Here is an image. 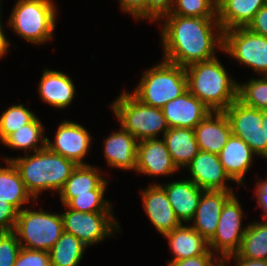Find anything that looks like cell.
Wrapping results in <instances>:
<instances>
[{
    "label": "cell",
    "mask_w": 267,
    "mask_h": 266,
    "mask_svg": "<svg viewBox=\"0 0 267 266\" xmlns=\"http://www.w3.org/2000/svg\"><path fill=\"white\" fill-rule=\"evenodd\" d=\"M161 19L163 60L187 67L217 57V49L223 51V30L217 18L167 14Z\"/></svg>",
    "instance_id": "6da1fadb"
},
{
    "label": "cell",
    "mask_w": 267,
    "mask_h": 266,
    "mask_svg": "<svg viewBox=\"0 0 267 266\" xmlns=\"http://www.w3.org/2000/svg\"><path fill=\"white\" fill-rule=\"evenodd\" d=\"M17 167L27 191L37 201L42 192H58L77 167L73 161L50 151L47 147L33 154L20 157H5Z\"/></svg>",
    "instance_id": "7a4b0ae2"
},
{
    "label": "cell",
    "mask_w": 267,
    "mask_h": 266,
    "mask_svg": "<svg viewBox=\"0 0 267 266\" xmlns=\"http://www.w3.org/2000/svg\"><path fill=\"white\" fill-rule=\"evenodd\" d=\"M187 88L213 112H224L237 99L238 82L215 57L185 67Z\"/></svg>",
    "instance_id": "3957f363"
},
{
    "label": "cell",
    "mask_w": 267,
    "mask_h": 266,
    "mask_svg": "<svg viewBox=\"0 0 267 266\" xmlns=\"http://www.w3.org/2000/svg\"><path fill=\"white\" fill-rule=\"evenodd\" d=\"M187 90L185 67L162 60L145 70L131 93L144 104L162 108Z\"/></svg>",
    "instance_id": "277c9868"
},
{
    "label": "cell",
    "mask_w": 267,
    "mask_h": 266,
    "mask_svg": "<svg viewBox=\"0 0 267 266\" xmlns=\"http://www.w3.org/2000/svg\"><path fill=\"white\" fill-rule=\"evenodd\" d=\"M15 3L7 27L34 45L50 41L57 20L53 0H17Z\"/></svg>",
    "instance_id": "5b68a950"
},
{
    "label": "cell",
    "mask_w": 267,
    "mask_h": 266,
    "mask_svg": "<svg viewBox=\"0 0 267 266\" xmlns=\"http://www.w3.org/2000/svg\"><path fill=\"white\" fill-rule=\"evenodd\" d=\"M111 108L120 127L138 141L158 138L169 129L161 108L152 107L138 100L133 94L123 91L113 101Z\"/></svg>",
    "instance_id": "8992f818"
},
{
    "label": "cell",
    "mask_w": 267,
    "mask_h": 266,
    "mask_svg": "<svg viewBox=\"0 0 267 266\" xmlns=\"http://www.w3.org/2000/svg\"><path fill=\"white\" fill-rule=\"evenodd\" d=\"M13 232L22 248L49 252L64 232L63 220L59 213L26 207L19 211Z\"/></svg>",
    "instance_id": "52a82bcc"
},
{
    "label": "cell",
    "mask_w": 267,
    "mask_h": 266,
    "mask_svg": "<svg viewBox=\"0 0 267 266\" xmlns=\"http://www.w3.org/2000/svg\"><path fill=\"white\" fill-rule=\"evenodd\" d=\"M239 64L251 67L259 76L267 75V37L246 27L223 31V51Z\"/></svg>",
    "instance_id": "ba28073f"
},
{
    "label": "cell",
    "mask_w": 267,
    "mask_h": 266,
    "mask_svg": "<svg viewBox=\"0 0 267 266\" xmlns=\"http://www.w3.org/2000/svg\"><path fill=\"white\" fill-rule=\"evenodd\" d=\"M61 213L64 232L74 235L87 247L113 237L120 225L113 212H81L69 209Z\"/></svg>",
    "instance_id": "9c48e42d"
},
{
    "label": "cell",
    "mask_w": 267,
    "mask_h": 266,
    "mask_svg": "<svg viewBox=\"0 0 267 266\" xmlns=\"http://www.w3.org/2000/svg\"><path fill=\"white\" fill-rule=\"evenodd\" d=\"M243 209L235 193L225 202L214 236L208 241L209 249L223 260L236 253L247 226H242ZM244 227V228H243Z\"/></svg>",
    "instance_id": "30bf717a"
},
{
    "label": "cell",
    "mask_w": 267,
    "mask_h": 266,
    "mask_svg": "<svg viewBox=\"0 0 267 266\" xmlns=\"http://www.w3.org/2000/svg\"><path fill=\"white\" fill-rule=\"evenodd\" d=\"M231 125L232 135L241 138L256 154L267 159L262 123V110L249 107L238 99L224 111Z\"/></svg>",
    "instance_id": "8fae6325"
},
{
    "label": "cell",
    "mask_w": 267,
    "mask_h": 266,
    "mask_svg": "<svg viewBox=\"0 0 267 266\" xmlns=\"http://www.w3.org/2000/svg\"><path fill=\"white\" fill-rule=\"evenodd\" d=\"M54 142L47 138L46 147L62 155L77 165H87L83 162L91 147L92 136L82 125L73 121L60 122L55 133Z\"/></svg>",
    "instance_id": "7c38bea8"
},
{
    "label": "cell",
    "mask_w": 267,
    "mask_h": 266,
    "mask_svg": "<svg viewBox=\"0 0 267 266\" xmlns=\"http://www.w3.org/2000/svg\"><path fill=\"white\" fill-rule=\"evenodd\" d=\"M135 171L140 175L172 176L179 170L172 161L163 139H144L138 141Z\"/></svg>",
    "instance_id": "4fadbf2b"
},
{
    "label": "cell",
    "mask_w": 267,
    "mask_h": 266,
    "mask_svg": "<svg viewBox=\"0 0 267 266\" xmlns=\"http://www.w3.org/2000/svg\"><path fill=\"white\" fill-rule=\"evenodd\" d=\"M188 168L191 178L202 190L233 191L226 182H233L225 172L217 154L199 150Z\"/></svg>",
    "instance_id": "5bb4252c"
},
{
    "label": "cell",
    "mask_w": 267,
    "mask_h": 266,
    "mask_svg": "<svg viewBox=\"0 0 267 266\" xmlns=\"http://www.w3.org/2000/svg\"><path fill=\"white\" fill-rule=\"evenodd\" d=\"M140 193L145 213L160 234L164 236L182 224L175 216L168 196L160 183L151 184Z\"/></svg>",
    "instance_id": "9a60e30c"
},
{
    "label": "cell",
    "mask_w": 267,
    "mask_h": 266,
    "mask_svg": "<svg viewBox=\"0 0 267 266\" xmlns=\"http://www.w3.org/2000/svg\"><path fill=\"white\" fill-rule=\"evenodd\" d=\"M169 128H191L201 122L211 110L188 90L167 102L162 108Z\"/></svg>",
    "instance_id": "2e32d148"
},
{
    "label": "cell",
    "mask_w": 267,
    "mask_h": 266,
    "mask_svg": "<svg viewBox=\"0 0 267 266\" xmlns=\"http://www.w3.org/2000/svg\"><path fill=\"white\" fill-rule=\"evenodd\" d=\"M234 191L204 190L195 211L192 226L207 241L215 234L218 220L225 202Z\"/></svg>",
    "instance_id": "e0dca14e"
},
{
    "label": "cell",
    "mask_w": 267,
    "mask_h": 266,
    "mask_svg": "<svg viewBox=\"0 0 267 266\" xmlns=\"http://www.w3.org/2000/svg\"><path fill=\"white\" fill-rule=\"evenodd\" d=\"M194 130L199 150L217 155L232 135L229 119L224 112L211 111Z\"/></svg>",
    "instance_id": "ac0fdd59"
},
{
    "label": "cell",
    "mask_w": 267,
    "mask_h": 266,
    "mask_svg": "<svg viewBox=\"0 0 267 266\" xmlns=\"http://www.w3.org/2000/svg\"><path fill=\"white\" fill-rule=\"evenodd\" d=\"M161 186L164 188L178 220L182 224L191 222L204 190L190 179L176 180Z\"/></svg>",
    "instance_id": "d6986e66"
},
{
    "label": "cell",
    "mask_w": 267,
    "mask_h": 266,
    "mask_svg": "<svg viewBox=\"0 0 267 266\" xmlns=\"http://www.w3.org/2000/svg\"><path fill=\"white\" fill-rule=\"evenodd\" d=\"M42 73L38 85L41 100L58 110L69 107L76 92L72 78L66 73L46 68Z\"/></svg>",
    "instance_id": "ffe728a7"
},
{
    "label": "cell",
    "mask_w": 267,
    "mask_h": 266,
    "mask_svg": "<svg viewBox=\"0 0 267 266\" xmlns=\"http://www.w3.org/2000/svg\"><path fill=\"white\" fill-rule=\"evenodd\" d=\"M138 140L123 129L113 132L104 140L106 163L123 170H135Z\"/></svg>",
    "instance_id": "44dd1931"
},
{
    "label": "cell",
    "mask_w": 267,
    "mask_h": 266,
    "mask_svg": "<svg viewBox=\"0 0 267 266\" xmlns=\"http://www.w3.org/2000/svg\"><path fill=\"white\" fill-rule=\"evenodd\" d=\"M255 155L241 138L231 135L218 157L225 172L240 186L244 184V177L253 165Z\"/></svg>",
    "instance_id": "7402d4cb"
},
{
    "label": "cell",
    "mask_w": 267,
    "mask_h": 266,
    "mask_svg": "<svg viewBox=\"0 0 267 266\" xmlns=\"http://www.w3.org/2000/svg\"><path fill=\"white\" fill-rule=\"evenodd\" d=\"M108 179L103 178L98 167L77 165L59 191L60 201L66 205L75 194H91V190H106Z\"/></svg>",
    "instance_id": "603a6c76"
},
{
    "label": "cell",
    "mask_w": 267,
    "mask_h": 266,
    "mask_svg": "<svg viewBox=\"0 0 267 266\" xmlns=\"http://www.w3.org/2000/svg\"><path fill=\"white\" fill-rule=\"evenodd\" d=\"M265 0H217V19L223 31L247 27Z\"/></svg>",
    "instance_id": "cb8c5ba5"
},
{
    "label": "cell",
    "mask_w": 267,
    "mask_h": 266,
    "mask_svg": "<svg viewBox=\"0 0 267 266\" xmlns=\"http://www.w3.org/2000/svg\"><path fill=\"white\" fill-rule=\"evenodd\" d=\"M164 237L174 257L169 262L205 254L209 250L208 241L190 225L181 224Z\"/></svg>",
    "instance_id": "d4e9b609"
},
{
    "label": "cell",
    "mask_w": 267,
    "mask_h": 266,
    "mask_svg": "<svg viewBox=\"0 0 267 266\" xmlns=\"http://www.w3.org/2000/svg\"><path fill=\"white\" fill-rule=\"evenodd\" d=\"M161 137L179 171L187 167L199 152L194 129L169 128Z\"/></svg>",
    "instance_id": "484cf974"
},
{
    "label": "cell",
    "mask_w": 267,
    "mask_h": 266,
    "mask_svg": "<svg viewBox=\"0 0 267 266\" xmlns=\"http://www.w3.org/2000/svg\"><path fill=\"white\" fill-rule=\"evenodd\" d=\"M5 163L6 167L0 166V202H8L18 211L31 201L34 205L36 200L27 191L17 167L12 161Z\"/></svg>",
    "instance_id": "4316f807"
},
{
    "label": "cell",
    "mask_w": 267,
    "mask_h": 266,
    "mask_svg": "<svg viewBox=\"0 0 267 266\" xmlns=\"http://www.w3.org/2000/svg\"><path fill=\"white\" fill-rule=\"evenodd\" d=\"M44 128L43 123L36 117L31 123L11 133L2 144L14 150H23L26 155L31 150L37 152L46 148L47 137L44 135Z\"/></svg>",
    "instance_id": "83f0119b"
},
{
    "label": "cell",
    "mask_w": 267,
    "mask_h": 266,
    "mask_svg": "<svg viewBox=\"0 0 267 266\" xmlns=\"http://www.w3.org/2000/svg\"><path fill=\"white\" fill-rule=\"evenodd\" d=\"M87 248L74 235L63 232L49 250L51 266H78Z\"/></svg>",
    "instance_id": "f1b7e54d"
},
{
    "label": "cell",
    "mask_w": 267,
    "mask_h": 266,
    "mask_svg": "<svg viewBox=\"0 0 267 266\" xmlns=\"http://www.w3.org/2000/svg\"><path fill=\"white\" fill-rule=\"evenodd\" d=\"M240 257L267 259V221H253L247 225L241 246L236 252Z\"/></svg>",
    "instance_id": "f546056e"
},
{
    "label": "cell",
    "mask_w": 267,
    "mask_h": 266,
    "mask_svg": "<svg viewBox=\"0 0 267 266\" xmlns=\"http://www.w3.org/2000/svg\"><path fill=\"white\" fill-rule=\"evenodd\" d=\"M237 99L249 107L267 110V75L238 83Z\"/></svg>",
    "instance_id": "4dcf8cb0"
},
{
    "label": "cell",
    "mask_w": 267,
    "mask_h": 266,
    "mask_svg": "<svg viewBox=\"0 0 267 266\" xmlns=\"http://www.w3.org/2000/svg\"><path fill=\"white\" fill-rule=\"evenodd\" d=\"M36 114L24 104H14L4 110L0 116V142L2 143L11 133L24 125L31 123Z\"/></svg>",
    "instance_id": "1f68e13d"
},
{
    "label": "cell",
    "mask_w": 267,
    "mask_h": 266,
    "mask_svg": "<svg viewBox=\"0 0 267 266\" xmlns=\"http://www.w3.org/2000/svg\"><path fill=\"white\" fill-rule=\"evenodd\" d=\"M169 14L217 18V0H174Z\"/></svg>",
    "instance_id": "d6a6232c"
},
{
    "label": "cell",
    "mask_w": 267,
    "mask_h": 266,
    "mask_svg": "<svg viewBox=\"0 0 267 266\" xmlns=\"http://www.w3.org/2000/svg\"><path fill=\"white\" fill-rule=\"evenodd\" d=\"M106 190H91V194H75L66 206L81 212H113L112 203L104 197Z\"/></svg>",
    "instance_id": "836d02e7"
},
{
    "label": "cell",
    "mask_w": 267,
    "mask_h": 266,
    "mask_svg": "<svg viewBox=\"0 0 267 266\" xmlns=\"http://www.w3.org/2000/svg\"><path fill=\"white\" fill-rule=\"evenodd\" d=\"M21 248L13 231L0 232V266H14Z\"/></svg>",
    "instance_id": "e575fe53"
},
{
    "label": "cell",
    "mask_w": 267,
    "mask_h": 266,
    "mask_svg": "<svg viewBox=\"0 0 267 266\" xmlns=\"http://www.w3.org/2000/svg\"><path fill=\"white\" fill-rule=\"evenodd\" d=\"M14 266H51L49 252L21 248Z\"/></svg>",
    "instance_id": "d590c367"
},
{
    "label": "cell",
    "mask_w": 267,
    "mask_h": 266,
    "mask_svg": "<svg viewBox=\"0 0 267 266\" xmlns=\"http://www.w3.org/2000/svg\"><path fill=\"white\" fill-rule=\"evenodd\" d=\"M174 0H146V21L157 22L171 12Z\"/></svg>",
    "instance_id": "8d00e7d4"
},
{
    "label": "cell",
    "mask_w": 267,
    "mask_h": 266,
    "mask_svg": "<svg viewBox=\"0 0 267 266\" xmlns=\"http://www.w3.org/2000/svg\"><path fill=\"white\" fill-rule=\"evenodd\" d=\"M221 262L222 260L209 249L205 254L190 257L188 259L171 261L168 262L167 265L168 266H218Z\"/></svg>",
    "instance_id": "74e56055"
},
{
    "label": "cell",
    "mask_w": 267,
    "mask_h": 266,
    "mask_svg": "<svg viewBox=\"0 0 267 266\" xmlns=\"http://www.w3.org/2000/svg\"><path fill=\"white\" fill-rule=\"evenodd\" d=\"M19 211L8 202H0V232L14 230Z\"/></svg>",
    "instance_id": "f35d334b"
},
{
    "label": "cell",
    "mask_w": 267,
    "mask_h": 266,
    "mask_svg": "<svg viewBox=\"0 0 267 266\" xmlns=\"http://www.w3.org/2000/svg\"><path fill=\"white\" fill-rule=\"evenodd\" d=\"M120 8L134 20L146 19V0H119Z\"/></svg>",
    "instance_id": "ab89813d"
},
{
    "label": "cell",
    "mask_w": 267,
    "mask_h": 266,
    "mask_svg": "<svg viewBox=\"0 0 267 266\" xmlns=\"http://www.w3.org/2000/svg\"><path fill=\"white\" fill-rule=\"evenodd\" d=\"M251 32L267 37V6L264 5L255 14L253 20L246 27Z\"/></svg>",
    "instance_id": "60d3db41"
},
{
    "label": "cell",
    "mask_w": 267,
    "mask_h": 266,
    "mask_svg": "<svg viewBox=\"0 0 267 266\" xmlns=\"http://www.w3.org/2000/svg\"><path fill=\"white\" fill-rule=\"evenodd\" d=\"M255 197L258 206L263 210L262 218L267 221V179L262 180L259 178L256 182Z\"/></svg>",
    "instance_id": "b9f144b4"
},
{
    "label": "cell",
    "mask_w": 267,
    "mask_h": 266,
    "mask_svg": "<svg viewBox=\"0 0 267 266\" xmlns=\"http://www.w3.org/2000/svg\"><path fill=\"white\" fill-rule=\"evenodd\" d=\"M231 259L234 260L235 266H267V259L260 260V259H250L245 257H240L237 253L231 254L225 257L222 261L225 264H229ZM230 261V262H229Z\"/></svg>",
    "instance_id": "7bdbcfd3"
},
{
    "label": "cell",
    "mask_w": 267,
    "mask_h": 266,
    "mask_svg": "<svg viewBox=\"0 0 267 266\" xmlns=\"http://www.w3.org/2000/svg\"><path fill=\"white\" fill-rule=\"evenodd\" d=\"M3 26H0V59L7 53L10 43L7 40L6 34H4Z\"/></svg>",
    "instance_id": "ee69618b"
},
{
    "label": "cell",
    "mask_w": 267,
    "mask_h": 266,
    "mask_svg": "<svg viewBox=\"0 0 267 266\" xmlns=\"http://www.w3.org/2000/svg\"><path fill=\"white\" fill-rule=\"evenodd\" d=\"M261 126L264 130L265 142H267V110H262V123Z\"/></svg>",
    "instance_id": "f6af8a7d"
},
{
    "label": "cell",
    "mask_w": 267,
    "mask_h": 266,
    "mask_svg": "<svg viewBox=\"0 0 267 266\" xmlns=\"http://www.w3.org/2000/svg\"><path fill=\"white\" fill-rule=\"evenodd\" d=\"M1 2H2V1L0 0V4H1ZM0 6H1V5H0ZM1 16H2V13H1V7H0V26H3V23H2V21H1V18H2Z\"/></svg>",
    "instance_id": "bcb514c9"
},
{
    "label": "cell",
    "mask_w": 267,
    "mask_h": 266,
    "mask_svg": "<svg viewBox=\"0 0 267 266\" xmlns=\"http://www.w3.org/2000/svg\"><path fill=\"white\" fill-rule=\"evenodd\" d=\"M218 266H227L223 261Z\"/></svg>",
    "instance_id": "7dc6e473"
}]
</instances>
